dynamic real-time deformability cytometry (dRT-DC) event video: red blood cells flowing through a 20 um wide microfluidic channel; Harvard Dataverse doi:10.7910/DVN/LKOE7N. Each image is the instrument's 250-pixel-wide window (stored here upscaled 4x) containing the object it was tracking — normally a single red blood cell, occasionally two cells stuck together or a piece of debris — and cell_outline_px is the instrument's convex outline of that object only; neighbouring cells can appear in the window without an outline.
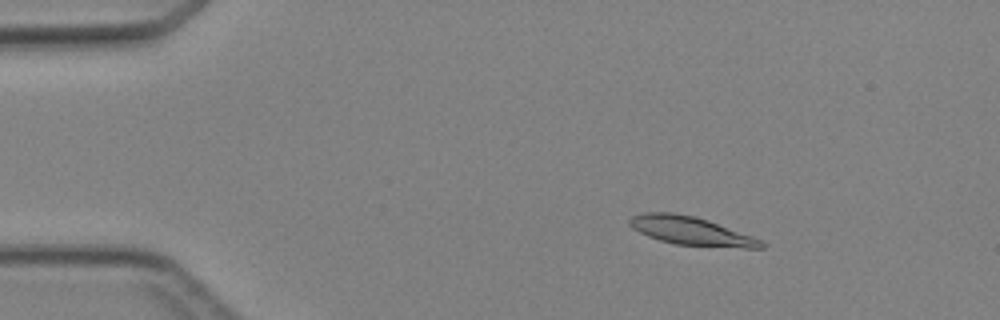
{"species": "Egyptian fruit bat (a non-hibernating species)", "species_latin": "Rousettus aegyptiacus", "temperature_condition": "cold", "stored_images_in_passage": 7, "camera_frame_rate_fps": 3000, "um_per_image_px": 0.085, "animal": {"sex": "female"}, "frame": {"image": 1, "passage_image": 3, "time_ms": 2.333, "image_size_px": [1000, 320], "cell_outline_px": [[764, 248], [744, 248], [676, 244], [660, 240], [648, 236], [632, 228], [628, 224], [628, 220], [632, 216], [644, 212], [672, 212], [696, 216], [708, 220], [752, 236], [760, 240], [764, 244]], "centroid_in_image_um": [58.7, 19.61], "position_along_channel_um": 26.3, "area_um2": 21.68}}
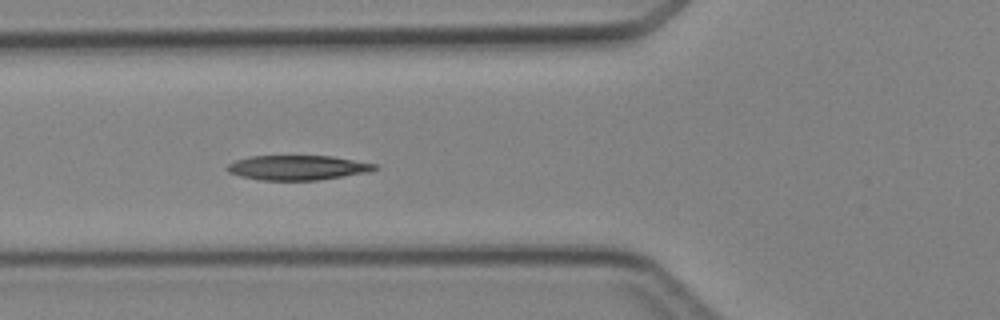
{"frame": {"image": 2, "passage_image": 6, "time_ms": 5.667, "image_size_px": [1000, 320], "cell_outline_px": [[380, 168], [368, 172], [316, 180], [260, 180], [240, 176], [228, 172], [224, 168], [228, 164], [236, 160], [252, 156], [332, 156], [376, 164]], "centroid_in_image_um": [25.27, 14.25], "position_along_channel_um": 100.5, "area_um2": 21.15}}
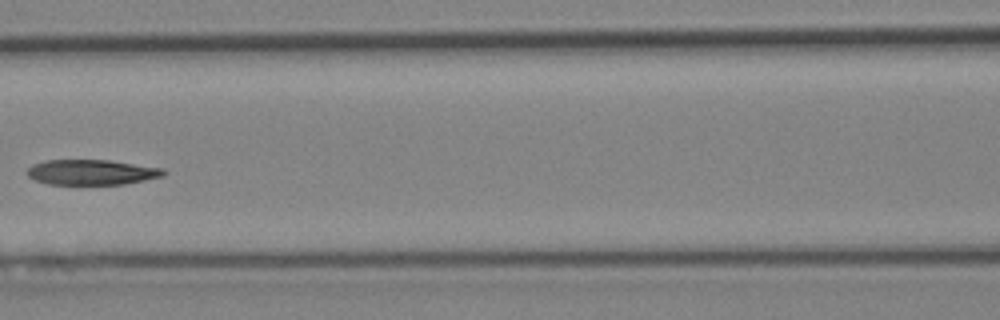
{"frame": {"image": 3, "passage_image": 7, "time_ms": 7.0, "image_size_px": [1000, 320], "cell_outline_px": [[168, 172], [164, 176], [124, 184], [48, 184], [36, 180], [28, 176], [28, 168], [32, 164], [44, 160], [108, 160], [164, 168]], "centroid_in_image_um": [7.82, 14.63], "position_along_channel_um": 158.8, "area_um2": 20.06}}